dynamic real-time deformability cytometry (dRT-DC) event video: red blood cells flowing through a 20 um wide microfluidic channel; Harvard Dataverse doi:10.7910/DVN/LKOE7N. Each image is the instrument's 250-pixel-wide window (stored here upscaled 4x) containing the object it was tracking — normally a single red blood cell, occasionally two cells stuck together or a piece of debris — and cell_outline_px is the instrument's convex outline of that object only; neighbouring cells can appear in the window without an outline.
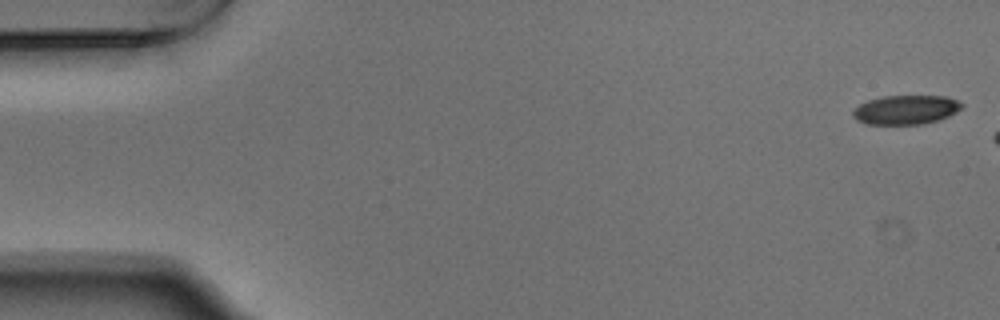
{"species": "Egyptian fruit bat (a non-hibernating species)", "species_latin": "Rousettus aegyptiacus", "temperature_condition": "warm", "stored_images_in_passage": 6, "camera_frame_rate_fps": 3000, "um_per_image_px": 0.085, "animal": {"sex": "male"}, "frame": {"image": 1, "passage_image": 1, "time_ms": 0.0, "image_size_px": [1000, 320], "cell_outline_px": [[964, 104], [956, 112], [948, 116], [924, 124], [868, 124], [856, 120], [852, 116], [852, 112], [860, 104], [868, 100], [884, 96], [948, 96]], "centroid_in_image_um": [76.99, 9.33], "position_along_channel_um": 8.0, "area_um2": 18.38}}